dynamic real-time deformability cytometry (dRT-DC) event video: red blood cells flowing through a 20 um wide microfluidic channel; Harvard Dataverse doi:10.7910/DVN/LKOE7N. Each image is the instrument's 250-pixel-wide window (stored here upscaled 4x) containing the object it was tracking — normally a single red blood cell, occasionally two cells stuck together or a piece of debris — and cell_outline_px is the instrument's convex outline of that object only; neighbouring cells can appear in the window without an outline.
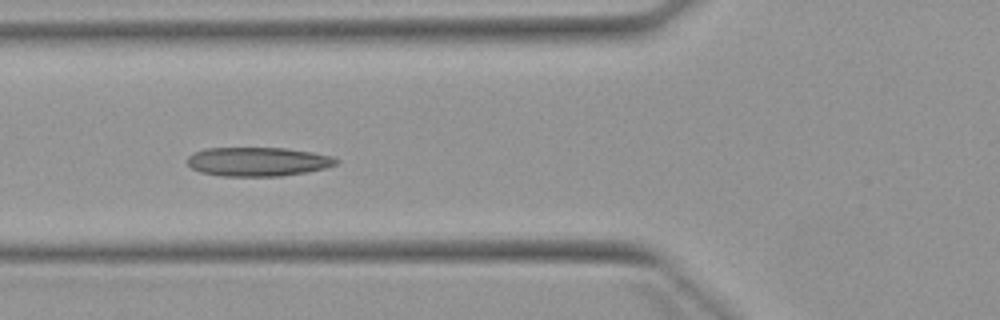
{"species": "Egyptian fruit bat (a non-hibernating species)", "species_latin": "Rousettus aegyptiacus", "temperature_condition": "warm", "stored_images_in_passage": 3, "camera_frame_rate_fps": 3000, "um_per_image_px": 0.085, "animal": {"sex": "female"}, "frame": {"image": 1, "passage_image": 3, "time_ms": 2.333, "image_size_px": [1000, 320], "cell_outline_px": [[340, 160], [336, 164], [324, 168], [308, 172], [280, 176], [220, 176], [200, 172], [192, 168], [188, 164], [188, 156], [192, 152], [204, 148], [284, 148], [312, 152], [332, 156]], "centroid_in_image_um": [21.9, 13.74], "position_along_channel_um": 103.9, "area_um2": 25.26}}